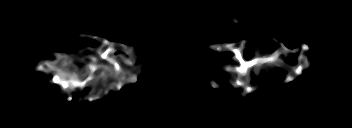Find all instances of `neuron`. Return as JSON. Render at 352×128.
<instances>
[{"label": "neuron", "instance_id": "2dd73e0c", "mask_svg": "<svg viewBox=\"0 0 352 128\" xmlns=\"http://www.w3.org/2000/svg\"><path fill=\"white\" fill-rule=\"evenodd\" d=\"M80 37H88L92 38L91 35L88 34H80ZM97 40H101L103 43L100 45L97 51V55L95 57H91L89 55V58L93 60V62L85 67L88 72L86 73V76L82 78V76H79L75 73H72L73 68H71L69 61L67 58L62 56V54L58 53L56 54L58 57L57 61H53L52 63H48L47 61H43L40 63L36 64V69L38 71H45L47 74H51V82L54 84H58L61 86V91L69 89V90H75L78 89L80 91H83L84 87L87 85V83L92 82L93 83L96 79H102L101 85L104 86L106 84L107 79L114 78L115 80L118 78V82L116 84L110 85L108 89H106L105 93L107 94L110 90H120L123 86L124 83L129 84L130 82H136L137 77L133 76V69H134V64L131 59L127 57L129 53L133 52V49L130 48L127 51V54H122L121 58L124 60L125 64L131 67V71L128 69V71L123 72L122 66L120 63L115 60L114 57H110L108 54L110 51H112V48L116 45L117 47L120 48H125L123 44H118V43H113V42H108L107 40H104L102 38L97 37ZM245 41L241 43H232L230 45L228 44H220L217 45V48L219 50V53H223V48L226 47L229 50L233 51L237 61L240 64V67H235L232 65H227L226 67L222 68L223 70H226L227 72L231 73H238L240 76L238 78L232 79V84L233 86H239L241 87V92L240 94L242 97H245L247 93H253L254 92V87H247L246 82L248 81V74L249 70L255 69L258 70L261 67H265L268 64H276L280 59V57H283L284 52L281 49L275 50L274 53L271 56H263L261 58L255 59L249 63L244 62L242 56H241V51L244 48ZM107 45L108 48L103 51V46ZM309 52V48L307 45H303L301 48V55L299 57V63L298 65H294L290 68L289 70L290 73L284 80V84L287 82L292 81L297 75H302L303 72L302 70L304 68H307L310 64L307 60L306 54ZM282 54V55H280ZM103 62H107L103 64ZM106 72H108V77L106 75ZM128 75V79H125L126 76ZM131 75V76H130ZM105 80V81H104Z\"/></svg>", "mask_w": 352, "mask_h": 128}]
</instances>
